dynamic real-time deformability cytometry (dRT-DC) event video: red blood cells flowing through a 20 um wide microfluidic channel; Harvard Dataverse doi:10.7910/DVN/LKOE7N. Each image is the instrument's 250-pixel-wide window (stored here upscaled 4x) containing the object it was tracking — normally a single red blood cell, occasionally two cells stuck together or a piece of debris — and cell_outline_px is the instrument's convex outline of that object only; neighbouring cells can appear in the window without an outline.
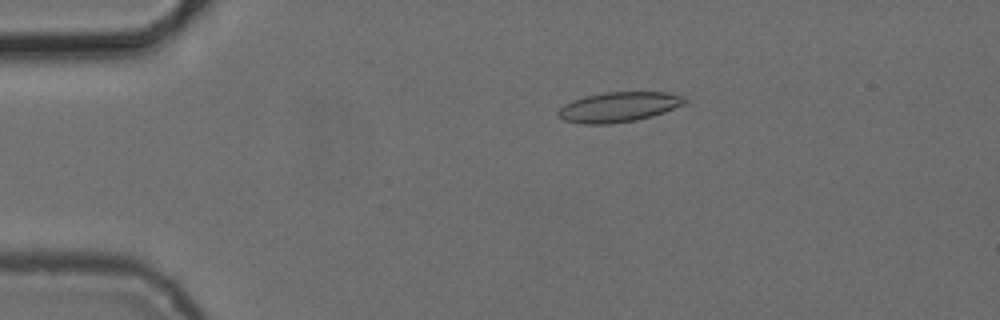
{"species": "common noctule bat (a hibernating species)", "species_latin": "Nyctalus noctula", "temperature_condition": "cold", "stored_images_in_passage": 2, "camera_frame_rate_fps": 3000, "um_per_image_px": 0.085, "animal": {"sex": "female", "body_mass_g": 24.6, "forearm_length_mm": 56.2}, "frame": {"image": 1, "passage_image": 1, "time_ms": 0.0, "image_size_px": [1000, 320], "cell_outline_px": [[688, 104], [652, 116], [636, 120], [608, 124], [584, 124], [564, 120], [556, 112], [564, 104], [572, 100], [584, 96], [604, 92], [668, 92], [684, 96], [688, 100]], "centroid_in_image_um": [52.64, 9.08], "position_along_channel_um": 32.4, "area_um2": 22.31}}